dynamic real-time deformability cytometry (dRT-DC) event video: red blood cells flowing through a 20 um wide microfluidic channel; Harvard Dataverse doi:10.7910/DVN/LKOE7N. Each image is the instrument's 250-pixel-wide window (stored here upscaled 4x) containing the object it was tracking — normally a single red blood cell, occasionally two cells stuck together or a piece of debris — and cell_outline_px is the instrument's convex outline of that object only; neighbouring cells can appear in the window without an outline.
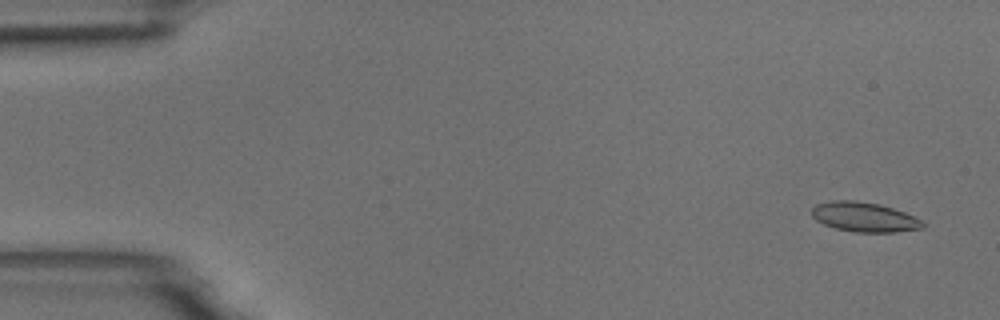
{"species": "common noctule bat (a hibernating species)", "species_latin": "Nyctalus noctula", "temperature_condition": "room temperature", "stored_images_in_passage": 55, "camera_frame_rate_fps": 3000, "um_per_image_px": 0.085, "animal": {"sex": "male", "body_mass_g": 18.8}, "frame": {"image": 1, "passage_image": 3, "time_ms": 0.667, "image_size_px": [1000, 320], "cell_outline_px": [[924, 228], [896, 232], [852, 232], [836, 228], [824, 224], [816, 220], [812, 216], [812, 208], [816, 204], [832, 200], [856, 200], [880, 204], [904, 212], [924, 220]], "centroid_in_image_um": [73.48, 18.44], "position_along_channel_um": 11.5, "area_um2": 19.31}}
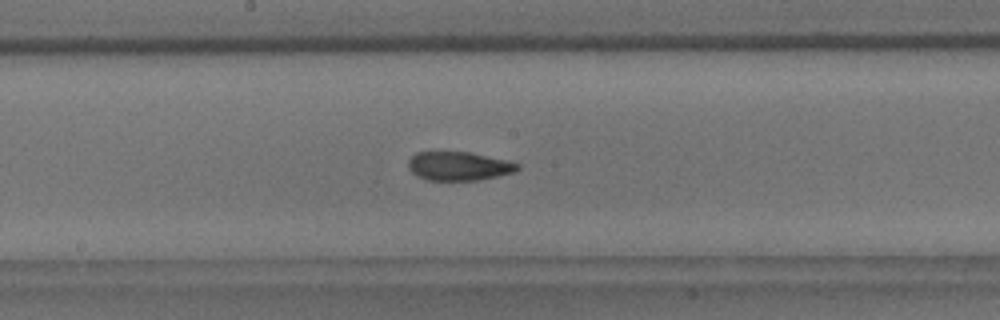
{"frame": {"image": 2, "passage_image": 29, "time_ms": 9.333, "image_size_px": [1000, 320], "cell_outline_px": [[520, 168], [516, 172], [480, 180], [428, 180], [416, 176], [408, 168], [408, 160], [416, 152], [468, 152], [504, 160], [520, 164]], "centroid_in_image_um": [38.98, 14.13], "position_along_channel_um": 209.2, "area_um2": 18.26}}
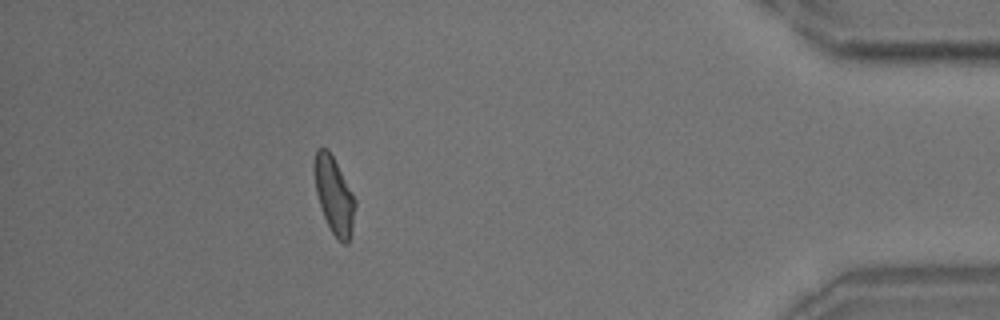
{"frame": {"image": 3, "passage_image": 49, "time_ms": 16.0, "image_size_px": [1000, 320], "cell_outline_px": [[356, 208], [352, 232], [348, 244], [344, 244], [332, 232], [324, 216], [316, 192], [316, 148], [328, 148], [352, 192], [356, 200]], "centroid_in_image_um": [28.45, 16.65], "position_along_channel_um": 406.8, "area_um2": 17.69}, "authors_computed_cell_mechanics": {"area_um2": 18.785, "velocity_mm_per_s": 3.7146, "shape_relaxation_time_tau1_ms": 4.6934, "shape_relaxation_time_tau2_ms": 1.4988, "deformation_change_tau1": 0.1382, "deformation_change_tau2": 0.0738}}